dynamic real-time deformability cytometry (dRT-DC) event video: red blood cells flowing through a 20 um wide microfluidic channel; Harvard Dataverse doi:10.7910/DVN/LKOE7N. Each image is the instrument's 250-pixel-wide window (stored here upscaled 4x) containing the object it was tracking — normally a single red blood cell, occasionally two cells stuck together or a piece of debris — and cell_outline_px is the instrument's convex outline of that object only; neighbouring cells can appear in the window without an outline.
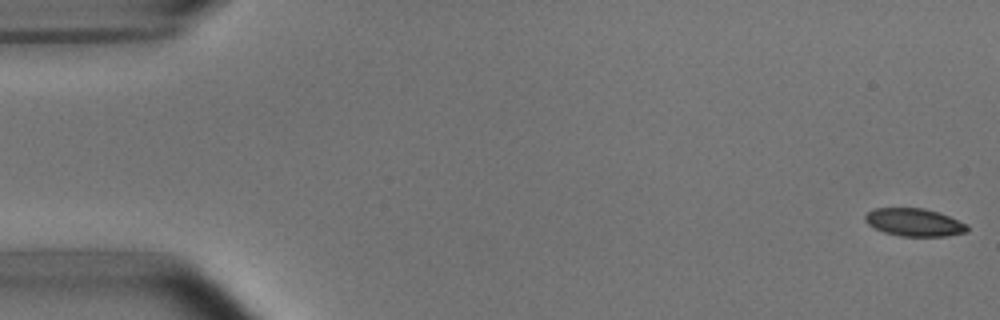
{"species": "common noctule bat (a hibernating species)", "species_latin": "Nyctalus noctula", "temperature_condition": "room temperature", "stored_images_in_passage": 5, "camera_frame_rate_fps": 3000, "um_per_image_px": 0.085, "animal": {"sex": "male", "body_mass_g": 15.6}, "frame": {"image": 1, "passage_image": 1, "time_ms": 0.0, "image_size_px": [1000, 320], "cell_outline_px": [[968, 232], [944, 236], [900, 236], [884, 232], [868, 224], [864, 220], [864, 216], [868, 212], [876, 208], [924, 208], [948, 216], [968, 224]], "centroid_in_image_um": [77.71, 18.9], "position_along_channel_um": 7.3, "area_um2": 16.42}}
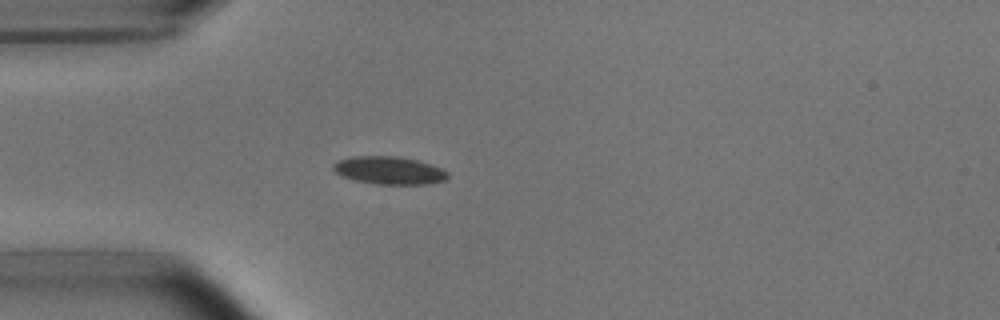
{"frame": {"image": 2, "passage_image": 5, "time_ms": 4.667, "image_size_px": [1000, 320], "cell_outline_px": [[448, 176], [444, 180], [428, 184], [376, 184], [352, 180], [336, 172], [332, 168], [332, 164], [336, 160], [352, 156], [396, 156], [416, 160], [440, 168], [448, 172]], "centroid_in_image_um": [33.02, 14.48], "position_along_channel_um": 52.0, "area_um2": 18.5}}